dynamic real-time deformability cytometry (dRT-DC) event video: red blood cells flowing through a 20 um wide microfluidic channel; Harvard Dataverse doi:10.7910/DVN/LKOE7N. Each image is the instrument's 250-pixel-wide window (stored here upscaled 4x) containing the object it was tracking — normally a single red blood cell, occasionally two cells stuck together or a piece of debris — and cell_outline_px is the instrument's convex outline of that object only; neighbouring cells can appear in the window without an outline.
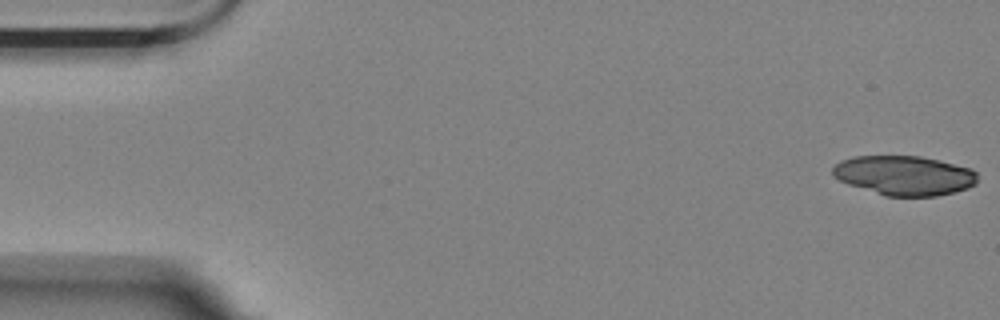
{"species": "Egyptian fruit bat (a non-hibernating species)", "species_latin": "Rousettus aegyptiacus", "temperature_condition": "room temperature", "stored_images_in_passage": 55, "camera_frame_rate_fps": 3000, "um_per_image_px": 0.085, "animal": {"sex": "female"}, "frame": {"image": 1, "passage_image": 1, "time_ms": 0.0, "image_size_px": [1000, 320], "cell_outline_px": [[976, 184], [968, 188], [936, 196], [884, 196], [848, 184], [832, 176], [832, 168], [840, 160], [852, 156], [920, 156], [940, 160], [972, 168], [976, 172]], "centroid_in_image_um": [76.85, 14.91], "position_along_channel_um": 8.2, "area_um2": 33.52}}
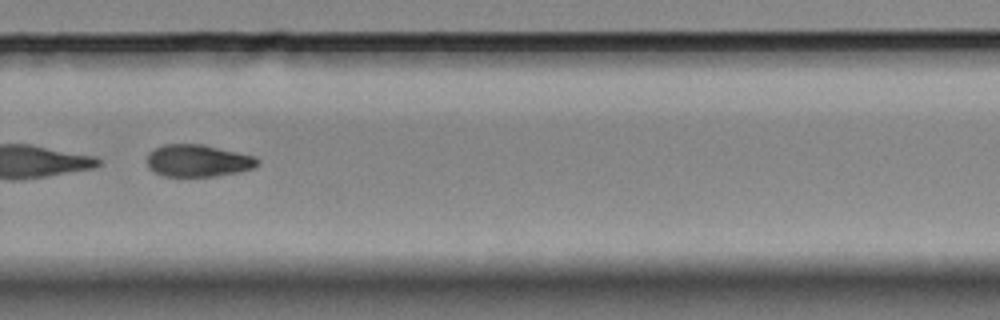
{"frame": {"image": 2, "passage_image": 38, "time_ms": 12.333, "image_size_px": [1000, 320], "cell_outline_px": [[260, 164], [252, 168], [240, 172], [216, 176], [164, 176], [148, 168], [148, 152], [164, 144], [204, 144], [256, 156], [260, 160]], "centroid_in_image_um": [16.87, 13.65], "position_along_channel_um": 312.9, "area_um2": 20.87}}